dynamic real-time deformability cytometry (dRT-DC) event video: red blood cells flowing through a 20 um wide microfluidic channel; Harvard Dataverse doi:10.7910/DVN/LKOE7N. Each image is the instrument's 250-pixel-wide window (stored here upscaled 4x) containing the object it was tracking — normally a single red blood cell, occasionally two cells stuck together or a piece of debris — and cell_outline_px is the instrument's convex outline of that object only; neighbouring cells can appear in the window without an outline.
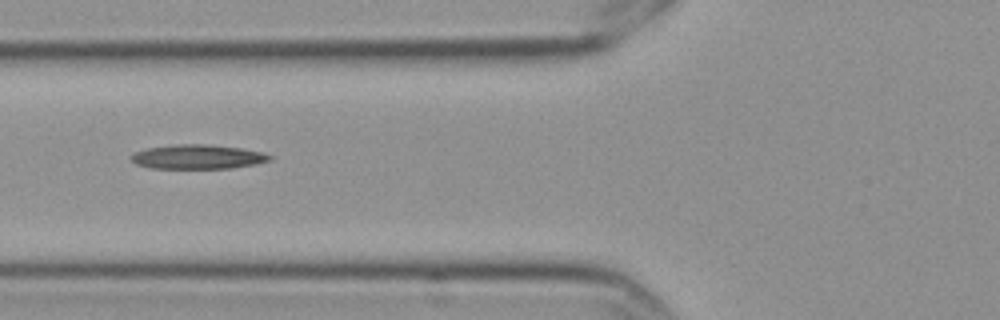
{"species": "Egyptian fruit bat (a non-hibernating species)", "species_latin": "Rousettus aegyptiacus", "temperature_condition": "cold", "stored_images_in_passage": 7, "camera_frame_rate_fps": 3000, "um_per_image_px": 0.085, "frame": {"image": 1, "passage_image": 6, "time_ms": 1.667, "image_size_px": [1000, 320], "cell_outline_px": [[272, 160], [256, 164], [232, 168], [152, 168], [136, 164], [128, 156], [136, 152], [148, 148], [172, 144], [208, 144], [240, 148], [264, 152], [272, 156]], "centroid_in_image_um": [16.83, 13.32], "position_along_channel_um": 109.0, "area_um2": 19.71}}
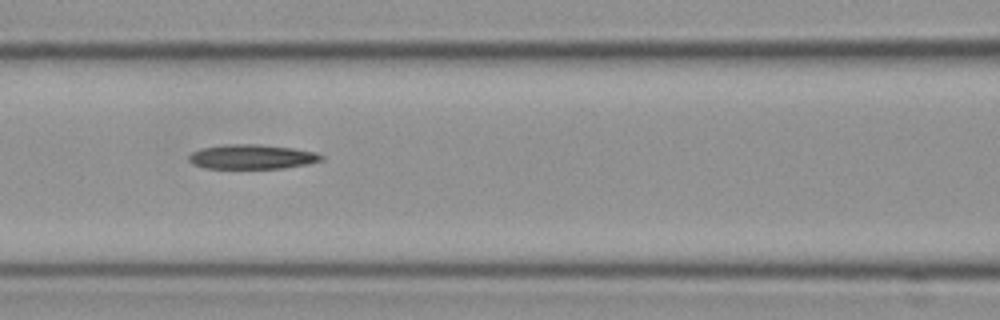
{"frame": {"image": 2, "passage_image": 7, "time_ms": 2.0, "image_size_px": [1000, 320], "cell_outline_px": [[324, 160], [308, 164], [284, 168], [204, 168], [192, 164], [188, 160], [188, 156], [192, 152], [200, 148], [224, 144], [256, 144], [292, 148], [316, 152], [324, 156]], "centroid_in_image_um": [21.4, 13.32], "position_along_channel_um": 145.2, "area_um2": 19.07}}